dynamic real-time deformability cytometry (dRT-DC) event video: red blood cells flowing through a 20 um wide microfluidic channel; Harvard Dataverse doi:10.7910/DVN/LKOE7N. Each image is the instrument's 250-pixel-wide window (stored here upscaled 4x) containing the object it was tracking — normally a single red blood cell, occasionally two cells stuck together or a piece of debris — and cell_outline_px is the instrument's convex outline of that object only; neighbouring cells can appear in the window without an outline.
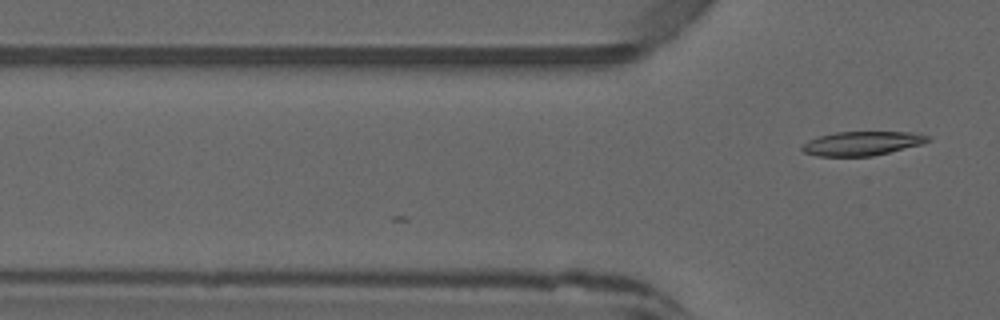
{"species": "common noctule bat (a hibernating species)", "species_latin": "Nyctalus noctula", "temperature_condition": "warm", "stored_images_in_passage": 2, "camera_frame_rate_fps": 3000, "um_per_image_px": 0.085, "animal": {"sex": "male", "forearm_length_mm": 52.5}, "frame": {"image": 1, "passage_image": 2, "time_ms": 0.333, "image_size_px": [1000, 320], "cell_outline_px": [[932, 140], [920, 144], [872, 156], [820, 156], [804, 152], [800, 148], [808, 140], [820, 136], [836, 132], [920, 132], [928, 136]], "centroid_in_image_um": [73.29, 12.18], "position_along_channel_um": 52.5, "area_um2": 17.46}}